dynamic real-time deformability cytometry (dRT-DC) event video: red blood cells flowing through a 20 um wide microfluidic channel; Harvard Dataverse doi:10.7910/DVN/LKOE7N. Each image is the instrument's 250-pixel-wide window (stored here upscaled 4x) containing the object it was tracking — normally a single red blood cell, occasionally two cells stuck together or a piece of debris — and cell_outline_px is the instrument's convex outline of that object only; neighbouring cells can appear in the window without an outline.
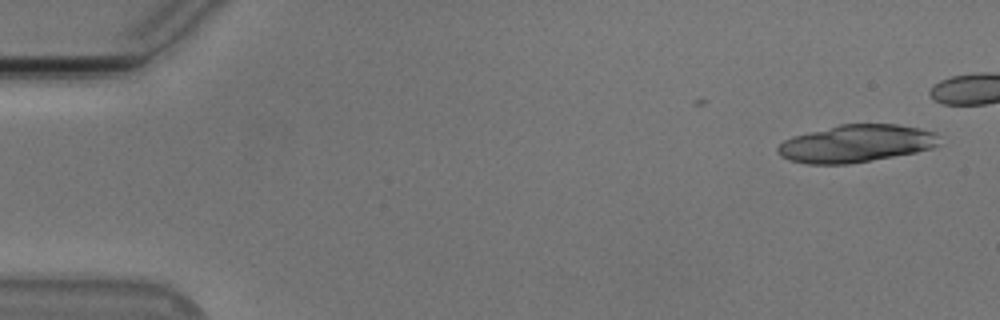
{"species": "Egyptian fruit bat (a non-hibernating species)", "species_latin": "Rousettus aegyptiacus", "temperature_condition": "cold", "stored_images_in_passage": 11, "camera_frame_rate_fps": 3000, "um_per_image_px": 0.085, "animal": {"sex": "male"}, "frame": {"image": 1, "passage_image": 2, "time_ms": 0.333, "image_size_px": [1000, 320], "cell_outline_px": [[940, 144], [932, 148], [916, 152], [848, 164], [808, 164], [788, 160], [780, 156], [776, 152], [776, 148], [784, 140], [792, 136], [840, 124], [896, 124], [920, 128], [936, 132]], "centroid_in_image_um": [72.75, 12.2], "position_along_channel_um": 12.2, "area_um2": 35.37}}